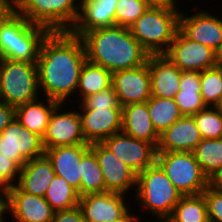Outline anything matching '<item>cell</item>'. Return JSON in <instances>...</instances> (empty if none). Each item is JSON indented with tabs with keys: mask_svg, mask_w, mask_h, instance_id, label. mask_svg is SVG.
I'll list each match as a JSON object with an SVG mask.
<instances>
[{
	"mask_svg": "<svg viewBox=\"0 0 222 222\" xmlns=\"http://www.w3.org/2000/svg\"><path fill=\"white\" fill-rule=\"evenodd\" d=\"M86 60L80 37L71 32H50L41 44L37 61L41 97L65 104L70 101Z\"/></svg>",
	"mask_w": 222,
	"mask_h": 222,
	"instance_id": "cell-1",
	"label": "cell"
},
{
	"mask_svg": "<svg viewBox=\"0 0 222 222\" xmlns=\"http://www.w3.org/2000/svg\"><path fill=\"white\" fill-rule=\"evenodd\" d=\"M80 38L87 61L112 73L144 65L150 56L130 29L120 25L90 30Z\"/></svg>",
	"mask_w": 222,
	"mask_h": 222,
	"instance_id": "cell-2",
	"label": "cell"
},
{
	"mask_svg": "<svg viewBox=\"0 0 222 222\" xmlns=\"http://www.w3.org/2000/svg\"><path fill=\"white\" fill-rule=\"evenodd\" d=\"M49 33L11 9L0 21V59L37 63L41 44Z\"/></svg>",
	"mask_w": 222,
	"mask_h": 222,
	"instance_id": "cell-3",
	"label": "cell"
},
{
	"mask_svg": "<svg viewBox=\"0 0 222 222\" xmlns=\"http://www.w3.org/2000/svg\"><path fill=\"white\" fill-rule=\"evenodd\" d=\"M181 197L180 192L157 163L137 174L133 198L145 209L141 211L147 210L149 216L159 220L168 219Z\"/></svg>",
	"mask_w": 222,
	"mask_h": 222,
	"instance_id": "cell-4",
	"label": "cell"
},
{
	"mask_svg": "<svg viewBox=\"0 0 222 222\" xmlns=\"http://www.w3.org/2000/svg\"><path fill=\"white\" fill-rule=\"evenodd\" d=\"M180 12L149 6L129 29L149 54H164L179 30Z\"/></svg>",
	"mask_w": 222,
	"mask_h": 222,
	"instance_id": "cell-5",
	"label": "cell"
},
{
	"mask_svg": "<svg viewBox=\"0 0 222 222\" xmlns=\"http://www.w3.org/2000/svg\"><path fill=\"white\" fill-rule=\"evenodd\" d=\"M37 63L0 59V102L18 107L40 98Z\"/></svg>",
	"mask_w": 222,
	"mask_h": 222,
	"instance_id": "cell-6",
	"label": "cell"
},
{
	"mask_svg": "<svg viewBox=\"0 0 222 222\" xmlns=\"http://www.w3.org/2000/svg\"><path fill=\"white\" fill-rule=\"evenodd\" d=\"M82 0H24L16 10L29 22L50 32H70L74 27Z\"/></svg>",
	"mask_w": 222,
	"mask_h": 222,
	"instance_id": "cell-7",
	"label": "cell"
},
{
	"mask_svg": "<svg viewBox=\"0 0 222 222\" xmlns=\"http://www.w3.org/2000/svg\"><path fill=\"white\" fill-rule=\"evenodd\" d=\"M156 163L182 196L202 194L209 186L193 152H157Z\"/></svg>",
	"mask_w": 222,
	"mask_h": 222,
	"instance_id": "cell-8",
	"label": "cell"
},
{
	"mask_svg": "<svg viewBox=\"0 0 222 222\" xmlns=\"http://www.w3.org/2000/svg\"><path fill=\"white\" fill-rule=\"evenodd\" d=\"M0 153L20 168L33 158L45 155L42 137L23 127L15 117L0 134Z\"/></svg>",
	"mask_w": 222,
	"mask_h": 222,
	"instance_id": "cell-9",
	"label": "cell"
},
{
	"mask_svg": "<svg viewBox=\"0 0 222 222\" xmlns=\"http://www.w3.org/2000/svg\"><path fill=\"white\" fill-rule=\"evenodd\" d=\"M137 174L156 163L157 147L147 141L118 132L101 142Z\"/></svg>",
	"mask_w": 222,
	"mask_h": 222,
	"instance_id": "cell-10",
	"label": "cell"
},
{
	"mask_svg": "<svg viewBox=\"0 0 222 222\" xmlns=\"http://www.w3.org/2000/svg\"><path fill=\"white\" fill-rule=\"evenodd\" d=\"M181 71H204L218 65L217 53L188 39L180 30L164 53Z\"/></svg>",
	"mask_w": 222,
	"mask_h": 222,
	"instance_id": "cell-11",
	"label": "cell"
},
{
	"mask_svg": "<svg viewBox=\"0 0 222 222\" xmlns=\"http://www.w3.org/2000/svg\"><path fill=\"white\" fill-rule=\"evenodd\" d=\"M55 211L44 197L22 191L17 185L4 192V215L16 222H52Z\"/></svg>",
	"mask_w": 222,
	"mask_h": 222,
	"instance_id": "cell-12",
	"label": "cell"
},
{
	"mask_svg": "<svg viewBox=\"0 0 222 222\" xmlns=\"http://www.w3.org/2000/svg\"><path fill=\"white\" fill-rule=\"evenodd\" d=\"M60 103L50 117L46 132L42 138L45 149L58 146L89 144L83 137L79 111L63 110ZM61 111V112H60Z\"/></svg>",
	"mask_w": 222,
	"mask_h": 222,
	"instance_id": "cell-13",
	"label": "cell"
},
{
	"mask_svg": "<svg viewBox=\"0 0 222 222\" xmlns=\"http://www.w3.org/2000/svg\"><path fill=\"white\" fill-rule=\"evenodd\" d=\"M90 149L95 153L102 171L106 192L133 195L137 186V173L120 161L101 142L92 143ZM132 189V190H131Z\"/></svg>",
	"mask_w": 222,
	"mask_h": 222,
	"instance_id": "cell-14",
	"label": "cell"
},
{
	"mask_svg": "<svg viewBox=\"0 0 222 222\" xmlns=\"http://www.w3.org/2000/svg\"><path fill=\"white\" fill-rule=\"evenodd\" d=\"M212 11H197L187 15L180 12L179 30L190 40L202 43L216 53L222 45V18L215 16Z\"/></svg>",
	"mask_w": 222,
	"mask_h": 222,
	"instance_id": "cell-15",
	"label": "cell"
},
{
	"mask_svg": "<svg viewBox=\"0 0 222 222\" xmlns=\"http://www.w3.org/2000/svg\"><path fill=\"white\" fill-rule=\"evenodd\" d=\"M150 85L148 63L133 69L113 72L112 87L122 107L145 103L152 96Z\"/></svg>",
	"mask_w": 222,
	"mask_h": 222,
	"instance_id": "cell-16",
	"label": "cell"
},
{
	"mask_svg": "<svg viewBox=\"0 0 222 222\" xmlns=\"http://www.w3.org/2000/svg\"><path fill=\"white\" fill-rule=\"evenodd\" d=\"M125 198V194L108 191L87 194L80 197L79 207L86 222H111L130 210Z\"/></svg>",
	"mask_w": 222,
	"mask_h": 222,
	"instance_id": "cell-17",
	"label": "cell"
},
{
	"mask_svg": "<svg viewBox=\"0 0 222 222\" xmlns=\"http://www.w3.org/2000/svg\"><path fill=\"white\" fill-rule=\"evenodd\" d=\"M82 134L87 143L102 142L122 129V108L80 109Z\"/></svg>",
	"mask_w": 222,
	"mask_h": 222,
	"instance_id": "cell-18",
	"label": "cell"
},
{
	"mask_svg": "<svg viewBox=\"0 0 222 222\" xmlns=\"http://www.w3.org/2000/svg\"><path fill=\"white\" fill-rule=\"evenodd\" d=\"M91 144L58 146L45 149V155L52 162L57 176L64 178L75 188L81 197V165L82 156L90 149Z\"/></svg>",
	"mask_w": 222,
	"mask_h": 222,
	"instance_id": "cell-19",
	"label": "cell"
},
{
	"mask_svg": "<svg viewBox=\"0 0 222 222\" xmlns=\"http://www.w3.org/2000/svg\"><path fill=\"white\" fill-rule=\"evenodd\" d=\"M147 63L151 95L174 99L179 91L182 71L164 54H150Z\"/></svg>",
	"mask_w": 222,
	"mask_h": 222,
	"instance_id": "cell-20",
	"label": "cell"
},
{
	"mask_svg": "<svg viewBox=\"0 0 222 222\" xmlns=\"http://www.w3.org/2000/svg\"><path fill=\"white\" fill-rule=\"evenodd\" d=\"M202 135L192 116H182L160 134L157 152H193Z\"/></svg>",
	"mask_w": 222,
	"mask_h": 222,
	"instance_id": "cell-21",
	"label": "cell"
},
{
	"mask_svg": "<svg viewBox=\"0 0 222 222\" xmlns=\"http://www.w3.org/2000/svg\"><path fill=\"white\" fill-rule=\"evenodd\" d=\"M118 0H82L78 19L71 29L74 36L81 37L90 30L115 25Z\"/></svg>",
	"mask_w": 222,
	"mask_h": 222,
	"instance_id": "cell-22",
	"label": "cell"
},
{
	"mask_svg": "<svg viewBox=\"0 0 222 222\" xmlns=\"http://www.w3.org/2000/svg\"><path fill=\"white\" fill-rule=\"evenodd\" d=\"M55 175L52 162L43 155L28 160L22 166L16 185L22 191L44 197Z\"/></svg>",
	"mask_w": 222,
	"mask_h": 222,
	"instance_id": "cell-23",
	"label": "cell"
},
{
	"mask_svg": "<svg viewBox=\"0 0 222 222\" xmlns=\"http://www.w3.org/2000/svg\"><path fill=\"white\" fill-rule=\"evenodd\" d=\"M121 131L136 139L158 146L160 134L151 122L146 102L128 104L122 107Z\"/></svg>",
	"mask_w": 222,
	"mask_h": 222,
	"instance_id": "cell-24",
	"label": "cell"
},
{
	"mask_svg": "<svg viewBox=\"0 0 222 222\" xmlns=\"http://www.w3.org/2000/svg\"><path fill=\"white\" fill-rule=\"evenodd\" d=\"M46 101V102H45ZM58 101L46 98L34 100L15 108V117L23 127L43 138Z\"/></svg>",
	"mask_w": 222,
	"mask_h": 222,
	"instance_id": "cell-25",
	"label": "cell"
},
{
	"mask_svg": "<svg viewBox=\"0 0 222 222\" xmlns=\"http://www.w3.org/2000/svg\"><path fill=\"white\" fill-rule=\"evenodd\" d=\"M174 100L183 116H192L207 107L201 96L200 72L182 71L179 91Z\"/></svg>",
	"mask_w": 222,
	"mask_h": 222,
	"instance_id": "cell-26",
	"label": "cell"
},
{
	"mask_svg": "<svg viewBox=\"0 0 222 222\" xmlns=\"http://www.w3.org/2000/svg\"><path fill=\"white\" fill-rule=\"evenodd\" d=\"M112 76L113 73L104 67L86 60L81 69L78 87L76 90V96L80 95V101L77 103L81 102L89 95L112 87Z\"/></svg>",
	"mask_w": 222,
	"mask_h": 222,
	"instance_id": "cell-27",
	"label": "cell"
},
{
	"mask_svg": "<svg viewBox=\"0 0 222 222\" xmlns=\"http://www.w3.org/2000/svg\"><path fill=\"white\" fill-rule=\"evenodd\" d=\"M146 103L151 122L159 134L183 116L174 99L151 96Z\"/></svg>",
	"mask_w": 222,
	"mask_h": 222,
	"instance_id": "cell-28",
	"label": "cell"
},
{
	"mask_svg": "<svg viewBox=\"0 0 222 222\" xmlns=\"http://www.w3.org/2000/svg\"><path fill=\"white\" fill-rule=\"evenodd\" d=\"M169 222H207V204L203 194L182 196L176 204Z\"/></svg>",
	"mask_w": 222,
	"mask_h": 222,
	"instance_id": "cell-29",
	"label": "cell"
},
{
	"mask_svg": "<svg viewBox=\"0 0 222 222\" xmlns=\"http://www.w3.org/2000/svg\"><path fill=\"white\" fill-rule=\"evenodd\" d=\"M44 198L55 212L73 209L79 206L80 202L78 191L57 175L50 183Z\"/></svg>",
	"mask_w": 222,
	"mask_h": 222,
	"instance_id": "cell-30",
	"label": "cell"
},
{
	"mask_svg": "<svg viewBox=\"0 0 222 222\" xmlns=\"http://www.w3.org/2000/svg\"><path fill=\"white\" fill-rule=\"evenodd\" d=\"M193 153L209 180L222 168V138L202 139Z\"/></svg>",
	"mask_w": 222,
	"mask_h": 222,
	"instance_id": "cell-31",
	"label": "cell"
},
{
	"mask_svg": "<svg viewBox=\"0 0 222 222\" xmlns=\"http://www.w3.org/2000/svg\"><path fill=\"white\" fill-rule=\"evenodd\" d=\"M81 197L106 192L105 183L95 153L89 149L81 158Z\"/></svg>",
	"mask_w": 222,
	"mask_h": 222,
	"instance_id": "cell-32",
	"label": "cell"
},
{
	"mask_svg": "<svg viewBox=\"0 0 222 222\" xmlns=\"http://www.w3.org/2000/svg\"><path fill=\"white\" fill-rule=\"evenodd\" d=\"M200 88L206 106L218 107L222 102V66L200 72Z\"/></svg>",
	"mask_w": 222,
	"mask_h": 222,
	"instance_id": "cell-33",
	"label": "cell"
},
{
	"mask_svg": "<svg viewBox=\"0 0 222 222\" xmlns=\"http://www.w3.org/2000/svg\"><path fill=\"white\" fill-rule=\"evenodd\" d=\"M192 117L203 139L222 138V112L219 107L207 106Z\"/></svg>",
	"mask_w": 222,
	"mask_h": 222,
	"instance_id": "cell-34",
	"label": "cell"
},
{
	"mask_svg": "<svg viewBox=\"0 0 222 222\" xmlns=\"http://www.w3.org/2000/svg\"><path fill=\"white\" fill-rule=\"evenodd\" d=\"M148 7L145 0H118L115 10V24L129 28Z\"/></svg>",
	"mask_w": 222,
	"mask_h": 222,
	"instance_id": "cell-35",
	"label": "cell"
},
{
	"mask_svg": "<svg viewBox=\"0 0 222 222\" xmlns=\"http://www.w3.org/2000/svg\"><path fill=\"white\" fill-rule=\"evenodd\" d=\"M78 109L122 108L113 87L89 95L78 103Z\"/></svg>",
	"mask_w": 222,
	"mask_h": 222,
	"instance_id": "cell-36",
	"label": "cell"
},
{
	"mask_svg": "<svg viewBox=\"0 0 222 222\" xmlns=\"http://www.w3.org/2000/svg\"><path fill=\"white\" fill-rule=\"evenodd\" d=\"M20 170L14 161L0 153V191L5 192L17 184Z\"/></svg>",
	"mask_w": 222,
	"mask_h": 222,
	"instance_id": "cell-37",
	"label": "cell"
},
{
	"mask_svg": "<svg viewBox=\"0 0 222 222\" xmlns=\"http://www.w3.org/2000/svg\"><path fill=\"white\" fill-rule=\"evenodd\" d=\"M202 194L207 204L208 219L222 222V191L209 185Z\"/></svg>",
	"mask_w": 222,
	"mask_h": 222,
	"instance_id": "cell-38",
	"label": "cell"
},
{
	"mask_svg": "<svg viewBox=\"0 0 222 222\" xmlns=\"http://www.w3.org/2000/svg\"><path fill=\"white\" fill-rule=\"evenodd\" d=\"M52 222H86L79 206L63 211H56Z\"/></svg>",
	"mask_w": 222,
	"mask_h": 222,
	"instance_id": "cell-39",
	"label": "cell"
},
{
	"mask_svg": "<svg viewBox=\"0 0 222 222\" xmlns=\"http://www.w3.org/2000/svg\"><path fill=\"white\" fill-rule=\"evenodd\" d=\"M15 118V107L0 102V134Z\"/></svg>",
	"mask_w": 222,
	"mask_h": 222,
	"instance_id": "cell-40",
	"label": "cell"
},
{
	"mask_svg": "<svg viewBox=\"0 0 222 222\" xmlns=\"http://www.w3.org/2000/svg\"><path fill=\"white\" fill-rule=\"evenodd\" d=\"M149 6L165 7L169 9H178L179 6L176 0H145Z\"/></svg>",
	"mask_w": 222,
	"mask_h": 222,
	"instance_id": "cell-41",
	"label": "cell"
},
{
	"mask_svg": "<svg viewBox=\"0 0 222 222\" xmlns=\"http://www.w3.org/2000/svg\"><path fill=\"white\" fill-rule=\"evenodd\" d=\"M135 214L136 213H133L130 208V210L121 219H117L111 222H140V220L143 221V219L140 218L141 216H137Z\"/></svg>",
	"mask_w": 222,
	"mask_h": 222,
	"instance_id": "cell-42",
	"label": "cell"
},
{
	"mask_svg": "<svg viewBox=\"0 0 222 222\" xmlns=\"http://www.w3.org/2000/svg\"><path fill=\"white\" fill-rule=\"evenodd\" d=\"M209 185L222 191V168L209 180Z\"/></svg>",
	"mask_w": 222,
	"mask_h": 222,
	"instance_id": "cell-43",
	"label": "cell"
},
{
	"mask_svg": "<svg viewBox=\"0 0 222 222\" xmlns=\"http://www.w3.org/2000/svg\"><path fill=\"white\" fill-rule=\"evenodd\" d=\"M11 5L9 0H0V21L5 17V15L11 10Z\"/></svg>",
	"mask_w": 222,
	"mask_h": 222,
	"instance_id": "cell-44",
	"label": "cell"
},
{
	"mask_svg": "<svg viewBox=\"0 0 222 222\" xmlns=\"http://www.w3.org/2000/svg\"><path fill=\"white\" fill-rule=\"evenodd\" d=\"M7 216L4 215V192L0 191V222H6Z\"/></svg>",
	"mask_w": 222,
	"mask_h": 222,
	"instance_id": "cell-45",
	"label": "cell"
},
{
	"mask_svg": "<svg viewBox=\"0 0 222 222\" xmlns=\"http://www.w3.org/2000/svg\"><path fill=\"white\" fill-rule=\"evenodd\" d=\"M12 9H16L24 0H9Z\"/></svg>",
	"mask_w": 222,
	"mask_h": 222,
	"instance_id": "cell-46",
	"label": "cell"
},
{
	"mask_svg": "<svg viewBox=\"0 0 222 222\" xmlns=\"http://www.w3.org/2000/svg\"><path fill=\"white\" fill-rule=\"evenodd\" d=\"M217 61H218V65L222 66V45L219 51L217 52Z\"/></svg>",
	"mask_w": 222,
	"mask_h": 222,
	"instance_id": "cell-47",
	"label": "cell"
},
{
	"mask_svg": "<svg viewBox=\"0 0 222 222\" xmlns=\"http://www.w3.org/2000/svg\"><path fill=\"white\" fill-rule=\"evenodd\" d=\"M156 222H169V221L167 219H162V220H156Z\"/></svg>",
	"mask_w": 222,
	"mask_h": 222,
	"instance_id": "cell-48",
	"label": "cell"
},
{
	"mask_svg": "<svg viewBox=\"0 0 222 222\" xmlns=\"http://www.w3.org/2000/svg\"><path fill=\"white\" fill-rule=\"evenodd\" d=\"M218 107L220 108V110L222 112V102H221V104Z\"/></svg>",
	"mask_w": 222,
	"mask_h": 222,
	"instance_id": "cell-49",
	"label": "cell"
}]
</instances>
